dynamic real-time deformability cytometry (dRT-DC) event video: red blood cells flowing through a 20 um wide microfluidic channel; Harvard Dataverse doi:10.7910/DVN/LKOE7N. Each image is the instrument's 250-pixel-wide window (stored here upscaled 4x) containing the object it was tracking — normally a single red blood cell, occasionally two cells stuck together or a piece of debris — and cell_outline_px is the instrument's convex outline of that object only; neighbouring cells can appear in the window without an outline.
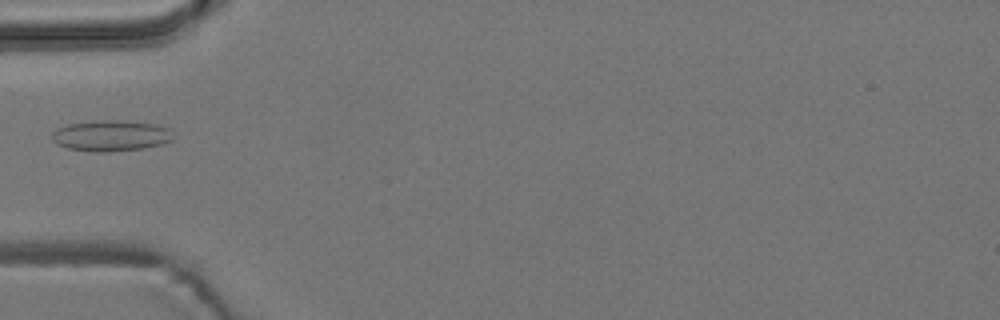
{"species": "common noctule bat (a hibernating species)", "species_latin": "Nyctalus noctula", "temperature_condition": "room temperature", "stored_images_in_passage": 4, "camera_frame_rate_fps": 3000, "um_per_image_px": 0.085, "animal": {"sex": "male", "body_mass_g": 19.2, "forearm_length_mm": 51.8}, "frame": {"image": 1, "passage_image": 3, "time_ms": 5.333, "image_size_px": [1000, 320], "cell_outline_px": [[172, 140], [164, 144], [144, 148], [108, 152], [92, 152], [68, 148], [56, 144], [52, 140], [52, 132], [56, 128], [68, 124], [100, 120], [124, 120], [156, 124], [172, 128]], "centroid_in_image_um": [9.45, 11.53], "position_along_channel_um": 75.5, "area_um2": 22.2}}
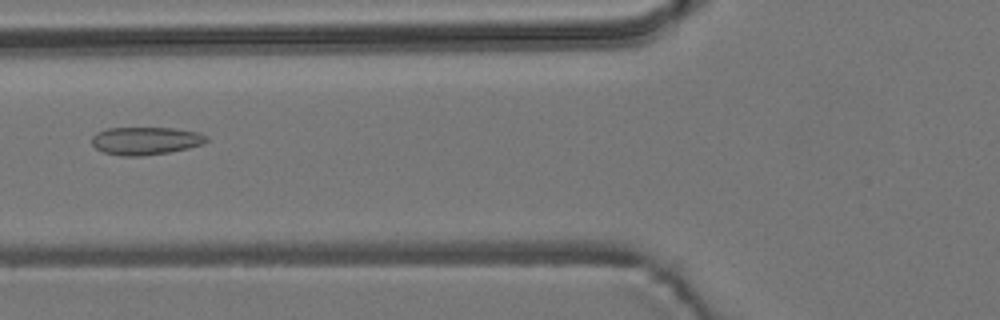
{"frame": {"image": 2, "passage_image": 4, "time_ms": 6.333, "image_size_px": [1000, 320], "cell_outline_px": [[208, 140], [204, 144], [188, 148], [168, 152], [140, 156], [120, 156], [104, 152], [96, 148], [92, 144], [92, 136], [96, 132], [108, 128], [172, 128], [200, 132], [208, 136]], "centroid_in_image_um": [12.39, 11.96], "position_along_channel_um": 113.4, "area_um2": 18.67}}